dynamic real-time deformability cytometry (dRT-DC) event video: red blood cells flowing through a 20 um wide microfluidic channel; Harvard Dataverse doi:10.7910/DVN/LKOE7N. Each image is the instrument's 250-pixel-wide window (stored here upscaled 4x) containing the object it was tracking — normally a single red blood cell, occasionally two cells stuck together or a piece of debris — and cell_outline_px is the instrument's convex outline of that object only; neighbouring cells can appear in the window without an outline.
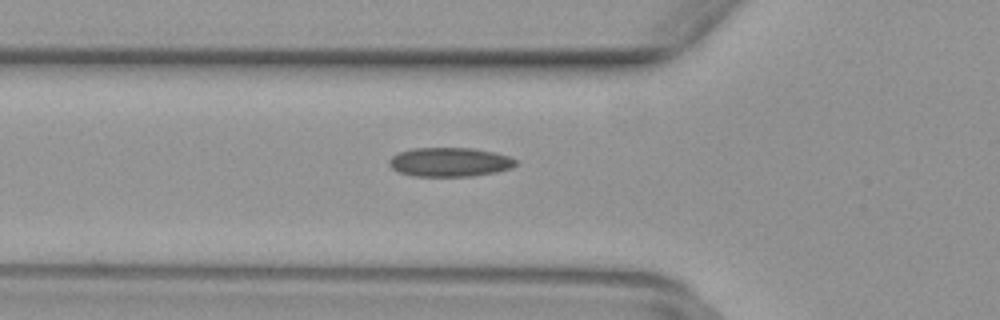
{"species": "common noctule bat (a hibernating species)", "species_latin": "Nyctalus noctula", "temperature_condition": "warm", "stored_images_in_passage": 34, "camera_frame_rate_fps": 3000, "um_per_image_px": 0.085, "animal": {"sex": "female", "body_mass_g": 29.2, "forearm_length_mm": 56.3}, "frame": {"image": 1, "passage_image": 2, "time_ms": 0.333, "image_size_px": [1000, 320], "cell_outline_px": [[516, 164], [512, 168], [496, 172], [472, 176], [412, 176], [400, 172], [392, 168], [388, 164], [388, 160], [392, 156], [400, 152], [412, 148], [472, 148], [496, 152], [508, 156], [516, 160]], "centroid_in_image_um": [38.23, 13.77], "position_along_channel_um": 87.6, "area_um2": 21.5}}
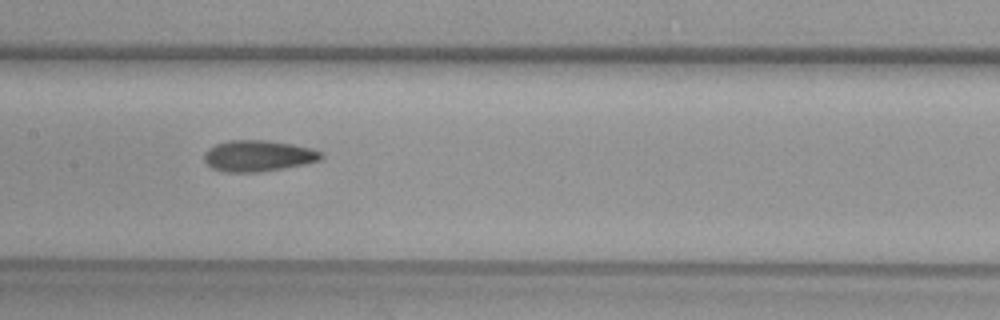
{"frame": {"image": 2, "passage_image": 9, "time_ms": 2.667, "image_size_px": [1000, 320], "cell_outline_px": [[324, 156], [320, 160], [304, 164], [284, 168], [260, 172], [224, 172], [212, 168], [204, 160], [204, 152], [208, 148], [216, 144], [228, 140], [268, 140], [292, 144], [312, 148], [324, 152]], "centroid_in_image_um": [21.96, 13.24], "position_along_channel_um": 185.4, "area_um2": 21.44}}
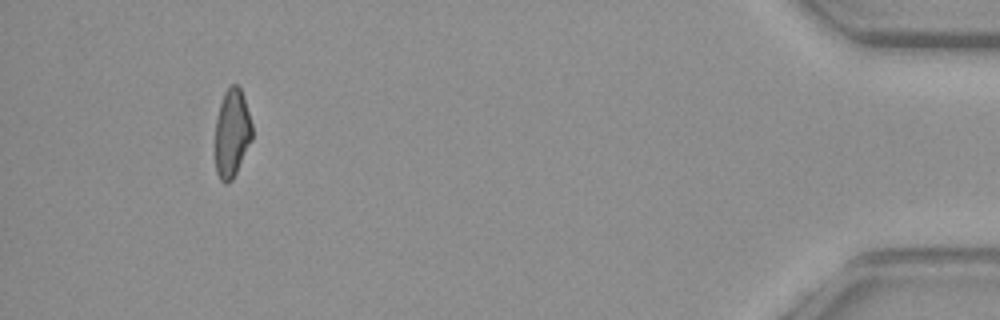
{"frame": {"image": 3, "passage_image": 31, "time_ms": 10.0, "image_size_px": [1000, 320], "cell_outline_px": [[252, 140], [232, 180], [228, 184], [224, 184], [220, 180], [216, 172], [216, 116], [224, 92], [232, 84], [236, 84], [240, 88], [244, 96], [252, 124]], "centroid_in_image_um": [19.72, 11.32], "position_along_channel_um": 415.5, "area_um2": 19.02}}